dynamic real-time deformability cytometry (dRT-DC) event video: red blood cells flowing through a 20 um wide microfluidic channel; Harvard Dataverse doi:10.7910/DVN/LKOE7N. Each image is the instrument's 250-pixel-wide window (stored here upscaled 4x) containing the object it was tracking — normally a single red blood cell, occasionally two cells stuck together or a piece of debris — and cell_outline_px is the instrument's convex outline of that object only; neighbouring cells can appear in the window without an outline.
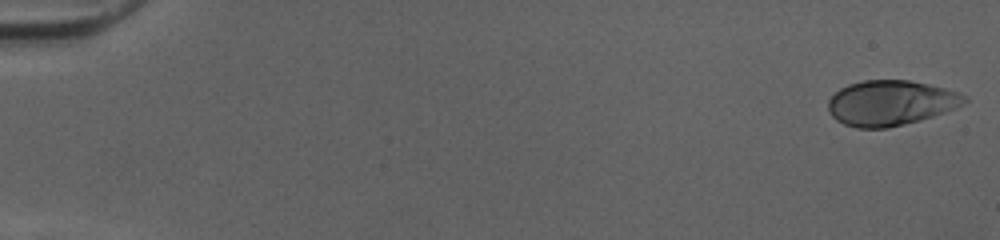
{"species": "human", "species_latin": "Homo sapiens", "temperature_condition": "cold", "stored_images_in_passage": 51, "camera_frame_rate_fps": 3000, "um_per_image_px": 0.085, "donor": {"sex": "female"}, "frame": {"image": 1, "passage_image": 1, "time_ms": 0.0, "image_size_px": [1000, 240], "cell_outline_px": [[968, 100], [964, 104], [956, 108], [920, 120], [888, 128], [856, 128], [844, 124], [836, 120], [828, 112], [828, 100], [840, 88], [848, 84], [864, 80], [908, 80], [928, 84], [944, 88], [968, 96]], "centroid_in_image_um": [75.69, 8.75], "position_along_channel_um": 9.3, "area_um2": 35.89}}
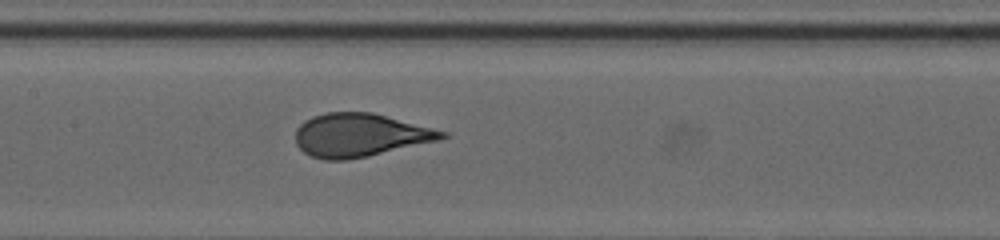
{"frame": {"image": 2, "passage_image": 26, "time_ms": 8.333, "image_size_px": [1000, 240], "cell_outline_px": [[448, 136], [440, 140], [368, 156], [348, 160], [324, 160], [312, 156], [304, 152], [296, 144], [296, 128], [304, 120], [312, 116], [328, 112], [372, 112], [448, 132]], "centroid_in_image_um": [30.59, 11.48], "position_along_channel_um": 176.8, "area_um2": 36.93}}
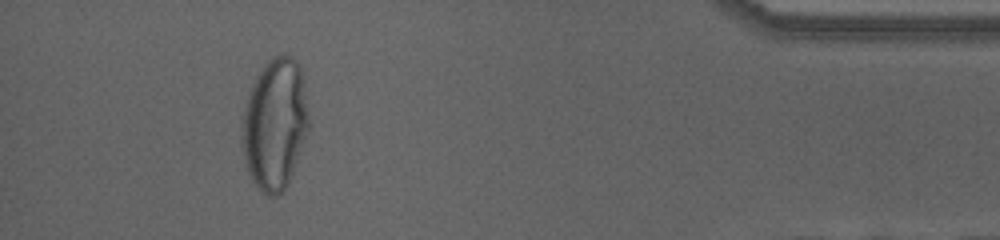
{"frame": {"image": 3, "passage_image": 47, "time_ms": 15.333, "image_size_px": [1000, 240], "cell_outline_px": [[308, 128], [288, 184], [284, 192], [276, 196], [268, 196], [252, 180], [248, 172], [240, 144], [240, 136], [244, 104], [248, 92], [252, 84], [268, 60], [276, 56], [292, 56], [300, 64], [304, 76], [308, 116]], "centroid_in_image_um": [23.34, 10.54], "position_along_channel_um": 411.9, "area_um2": 51.21}, "authors_computed_cell_mechanics": {"area_um2": 36.6452, "velocity_mm_per_s": 4.0624, "shape_relaxation_time_tau1_ms": 5.2861, "shape_relaxation_time_tau2_ms": null, "deformation_change_tau1": 0.2174, "deformation_change_tau2": null}}